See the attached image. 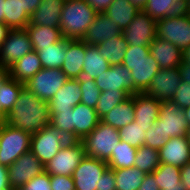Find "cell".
Segmentation results:
<instances>
[{
  "instance_id": "obj_1",
  "label": "cell",
  "mask_w": 190,
  "mask_h": 190,
  "mask_svg": "<svg viewBox=\"0 0 190 190\" xmlns=\"http://www.w3.org/2000/svg\"><path fill=\"white\" fill-rule=\"evenodd\" d=\"M50 119L48 102L40 99L24 86L14 107L2 121L13 129L26 131L32 135L50 125Z\"/></svg>"
},
{
  "instance_id": "obj_2",
  "label": "cell",
  "mask_w": 190,
  "mask_h": 190,
  "mask_svg": "<svg viewBox=\"0 0 190 190\" xmlns=\"http://www.w3.org/2000/svg\"><path fill=\"white\" fill-rule=\"evenodd\" d=\"M97 12L86 0H65L59 29L66 39L83 40Z\"/></svg>"
},
{
  "instance_id": "obj_3",
  "label": "cell",
  "mask_w": 190,
  "mask_h": 190,
  "mask_svg": "<svg viewBox=\"0 0 190 190\" xmlns=\"http://www.w3.org/2000/svg\"><path fill=\"white\" fill-rule=\"evenodd\" d=\"M122 65L131 71L133 89L137 93H143L160 70L159 64L150 54V47L147 46L128 45Z\"/></svg>"
},
{
  "instance_id": "obj_4",
  "label": "cell",
  "mask_w": 190,
  "mask_h": 190,
  "mask_svg": "<svg viewBox=\"0 0 190 190\" xmlns=\"http://www.w3.org/2000/svg\"><path fill=\"white\" fill-rule=\"evenodd\" d=\"M118 142H120L118 129L101 120L95 129L82 140L86 156L106 162L118 146Z\"/></svg>"
},
{
  "instance_id": "obj_5",
  "label": "cell",
  "mask_w": 190,
  "mask_h": 190,
  "mask_svg": "<svg viewBox=\"0 0 190 190\" xmlns=\"http://www.w3.org/2000/svg\"><path fill=\"white\" fill-rule=\"evenodd\" d=\"M31 134L13 129L0 120V164L9 167L30 151Z\"/></svg>"
},
{
  "instance_id": "obj_6",
  "label": "cell",
  "mask_w": 190,
  "mask_h": 190,
  "mask_svg": "<svg viewBox=\"0 0 190 190\" xmlns=\"http://www.w3.org/2000/svg\"><path fill=\"white\" fill-rule=\"evenodd\" d=\"M70 141L59 129L47 125L42 131L31 135L30 151L46 165Z\"/></svg>"
},
{
  "instance_id": "obj_7",
  "label": "cell",
  "mask_w": 190,
  "mask_h": 190,
  "mask_svg": "<svg viewBox=\"0 0 190 190\" xmlns=\"http://www.w3.org/2000/svg\"><path fill=\"white\" fill-rule=\"evenodd\" d=\"M85 148L82 141L71 140L44 165L45 172L50 176H72L81 160L85 157Z\"/></svg>"
},
{
  "instance_id": "obj_8",
  "label": "cell",
  "mask_w": 190,
  "mask_h": 190,
  "mask_svg": "<svg viewBox=\"0 0 190 190\" xmlns=\"http://www.w3.org/2000/svg\"><path fill=\"white\" fill-rule=\"evenodd\" d=\"M67 80L68 77L61 68H42L27 81L25 87L34 95L49 103Z\"/></svg>"
},
{
  "instance_id": "obj_9",
  "label": "cell",
  "mask_w": 190,
  "mask_h": 190,
  "mask_svg": "<svg viewBox=\"0 0 190 190\" xmlns=\"http://www.w3.org/2000/svg\"><path fill=\"white\" fill-rule=\"evenodd\" d=\"M156 36L185 50L190 46V15L157 20Z\"/></svg>"
},
{
  "instance_id": "obj_10",
  "label": "cell",
  "mask_w": 190,
  "mask_h": 190,
  "mask_svg": "<svg viewBox=\"0 0 190 190\" xmlns=\"http://www.w3.org/2000/svg\"><path fill=\"white\" fill-rule=\"evenodd\" d=\"M184 116V109L172 101L160 104L156 125L160 127V132L166 140L171 137L185 136L188 125Z\"/></svg>"
},
{
  "instance_id": "obj_11",
  "label": "cell",
  "mask_w": 190,
  "mask_h": 190,
  "mask_svg": "<svg viewBox=\"0 0 190 190\" xmlns=\"http://www.w3.org/2000/svg\"><path fill=\"white\" fill-rule=\"evenodd\" d=\"M107 168L106 161L85 155L72 175L75 190H99L100 178Z\"/></svg>"
},
{
  "instance_id": "obj_12",
  "label": "cell",
  "mask_w": 190,
  "mask_h": 190,
  "mask_svg": "<svg viewBox=\"0 0 190 190\" xmlns=\"http://www.w3.org/2000/svg\"><path fill=\"white\" fill-rule=\"evenodd\" d=\"M181 76L178 67L160 69L143 92L161 103L170 102L180 86Z\"/></svg>"
},
{
  "instance_id": "obj_13",
  "label": "cell",
  "mask_w": 190,
  "mask_h": 190,
  "mask_svg": "<svg viewBox=\"0 0 190 190\" xmlns=\"http://www.w3.org/2000/svg\"><path fill=\"white\" fill-rule=\"evenodd\" d=\"M128 45L150 47L156 36V21L145 11H138L133 21L122 31Z\"/></svg>"
},
{
  "instance_id": "obj_14",
  "label": "cell",
  "mask_w": 190,
  "mask_h": 190,
  "mask_svg": "<svg viewBox=\"0 0 190 190\" xmlns=\"http://www.w3.org/2000/svg\"><path fill=\"white\" fill-rule=\"evenodd\" d=\"M32 50L26 29H10L0 48V66L10 68L12 64Z\"/></svg>"
},
{
  "instance_id": "obj_15",
  "label": "cell",
  "mask_w": 190,
  "mask_h": 190,
  "mask_svg": "<svg viewBox=\"0 0 190 190\" xmlns=\"http://www.w3.org/2000/svg\"><path fill=\"white\" fill-rule=\"evenodd\" d=\"M43 172H45L44 165L29 151L8 167L9 185L13 190H19L29 180Z\"/></svg>"
},
{
  "instance_id": "obj_16",
  "label": "cell",
  "mask_w": 190,
  "mask_h": 190,
  "mask_svg": "<svg viewBox=\"0 0 190 190\" xmlns=\"http://www.w3.org/2000/svg\"><path fill=\"white\" fill-rule=\"evenodd\" d=\"M97 87L102 91L125 90L130 95L137 92L133 89L131 71L124 65H113L95 79Z\"/></svg>"
},
{
  "instance_id": "obj_17",
  "label": "cell",
  "mask_w": 190,
  "mask_h": 190,
  "mask_svg": "<svg viewBox=\"0 0 190 190\" xmlns=\"http://www.w3.org/2000/svg\"><path fill=\"white\" fill-rule=\"evenodd\" d=\"M155 21L190 15V0H147L143 8Z\"/></svg>"
},
{
  "instance_id": "obj_18",
  "label": "cell",
  "mask_w": 190,
  "mask_h": 190,
  "mask_svg": "<svg viewBox=\"0 0 190 190\" xmlns=\"http://www.w3.org/2000/svg\"><path fill=\"white\" fill-rule=\"evenodd\" d=\"M86 42L84 40L66 39V57L61 70L68 79H80L85 59Z\"/></svg>"
},
{
  "instance_id": "obj_19",
  "label": "cell",
  "mask_w": 190,
  "mask_h": 190,
  "mask_svg": "<svg viewBox=\"0 0 190 190\" xmlns=\"http://www.w3.org/2000/svg\"><path fill=\"white\" fill-rule=\"evenodd\" d=\"M160 163L181 168L190 161V144L185 136L171 137L159 150Z\"/></svg>"
},
{
  "instance_id": "obj_20",
  "label": "cell",
  "mask_w": 190,
  "mask_h": 190,
  "mask_svg": "<svg viewBox=\"0 0 190 190\" xmlns=\"http://www.w3.org/2000/svg\"><path fill=\"white\" fill-rule=\"evenodd\" d=\"M150 54L160 69L178 67L183 62V51L168 40L156 37L150 45Z\"/></svg>"
},
{
  "instance_id": "obj_21",
  "label": "cell",
  "mask_w": 190,
  "mask_h": 190,
  "mask_svg": "<svg viewBox=\"0 0 190 190\" xmlns=\"http://www.w3.org/2000/svg\"><path fill=\"white\" fill-rule=\"evenodd\" d=\"M100 120L94 108L82 103L73 107L72 125L74 126V140L82 141L95 129Z\"/></svg>"
},
{
  "instance_id": "obj_22",
  "label": "cell",
  "mask_w": 190,
  "mask_h": 190,
  "mask_svg": "<svg viewBox=\"0 0 190 190\" xmlns=\"http://www.w3.org/2000/svg\"><path fill=\"white\" fill-rule=\"evenodd\" d=\"M122 34L118 25H115L104 13H98L84 35L83 40L91 45H99L105 40L119 37Z\"/></svg>"
},
{
  "instance_id": "obj_23",
  "label": "cell",
  "mask_w": 190,
  "mask_h": 190,
  "mask_svg": "<svg viewBox=\"0 0 190 190\" xmlns=\"http://www.w3.org/2000/svg\"><path fill=\"white\" fill-rule=\"evenodd\" d=\"M81 96L79 79H68L48 103L50 112L72 110L81 103Z\"/></svg>"
},
{
  "instance_id": "obj_24",
  "label": "cell",
  "mask_w": 190,
  "mask_h": 190,
  "mask_svg": "<svg viewBox=\"0 0 190 190\" xmlns=\"http://www.w3.org/2000/svg\"><path fill=\"white\" fill-rule=\"evenodd\" d=\"M65 0H41L30 16V24L59 28Z\"/></svg>"
},
{
  "instance_id": "obj_25",
  "label": "cell",
  "mask_w": 190,
  "mask_h": 190,
  "mask_svg": "<svg viewBox=\"0 0 190 190\" xmlns=\"http://www.w3.org/2000/svg\"><path fill=\"white\" fill-rule=\"evenodd\" d=\"M161 102L145 95L136 93L134 95L135 122L142 125H153L158 119Z\"/></svg>"
},
{
  "instance_id": "obj_26",
  "label": "cell",
  "mask_w": 190,
  "mask_h": 190,
  "mask_svg": "<svg viewBox=\"0 0 190 190\" xmlns=\"http://www.w3.org/2000/svg\"><path fill=\"white\" fill-rule=\"evenodd\" d=\"M42 68L37 52L32 50L11 65L9 76L20 83L26 84Z\"/></svg>"
},
{
  "instance_id": "obj_27",
  "label": "cell",
  "mask_w": 190,
  "mask_h": 190,
  "mask_svg": "<svg viewBox=\"0 0 190 190\" xmlns=\"http://www.w3.org/2000/svg\"><path fill=\"white\" fill-rule=\"evenodd\" d=\"M135 120L134 95L129 96L121 104L111 109L101 121L120 129L127 126Z\"/></svg>"
},
{
  "instance_id": "obj_28",
  "label": "cell",
  "mask_w": 190,
  "mask_h": 190,
  "mask_svg": "<svg viewBox=\"0 0 190 190\" xmlns=\"http://www.w3.org/2000/svg\"><path fill=\"white\" fill-rule=\"evenodd\" d=\"M25 29L28 32L32 49L36 52L63 38L60 29L51 26H38L29 23Z\"/></svg>"
},
{
  "instance_id": "obj_29",
  "label": "cell",
  "mask_w": 190,
  "mask_h": 190,
  "mask_svg": "<svg viewBox=\"0 0 190 190\" xmlns=\"http://www.w3.org/2000/svg\"><path fill=\"white\" fill-rule=\"evenodd\" d=\"M138 11L140 9L129 0H113L109 8L103 13L123 31L133 21Z\"/></svg>"
},
{
  "instance_id": "obj_30",
  "label": "cell",
  "mask_w": 190,
  "mask_h": 190,
  "mask_svg": "<svg viewBox=\"0 0 190 190\" xmlns=\"http://www.w3.org/2000/svg\"><path fill=\"white\" fill-rule=\"evenodd\" d=\"M98 51L96 45L86 43L85 59L82 69V77L96 79L99 75L106 72L111 65L105 60Z\"/></svg>"
},
{
  "instance_id": "obj_31",
  "label": "cell",
  "mask_w": 190,
  "mask_h": 190,
  "mask_svg": "<svg viewBox=\"0 0 190 190\" xmlns=\"http://www.w3.org/2000/svg\"><path fill=\"white\" fill-rule=\"evenodd\" d=\"M96 46L102 54L101 56L113 66L122 64L126 55V49L128 48V42L121 34L119 37L109 38Z\"/></svg>"
},
{
  "instance_id": "obj_32",
  "label": "cell",
  "mask_w": 190,
  "mask_h": 190,
  "mask_svg": "<svg viewBox=\"0 0 190 190\" xmlns=\"http://www.w3.org/2000/svg\"><path fill=\"white\" fill-rule=\"evenodd\" d=\"M24 86L25 84L16 81L10 76L0 84V120H3L14 107Z\"/></svg>"
},
{
  "instance_id": "obj_33",
  "label": "cell",
  "mask_w": 190,
  "mask_h": 190,
  "mask_svg": "<svg viewBox=\"0 0 190 190\" xmlns=\"http://www.w3.org/2000/svg\"><path fill=\"white\" fill-rule=\"evenodd\" d=\"M43 68H61L66 57V38L37 51Z\"/></svg>"
},
{
  "instance_id": "obj_34",
  "label": "cell",
  "mask_w": 190,
  "mask_h": 190,
  "mask_svg": "<svg viewBox=\"0 0 190 190\" xmlns=\"http://www.w3.org/2000/svg\"><path fill=\"white\" fill-rule=\"evenodd\" d=\"M30 16L23 10L20 0H4V23L10 29H25Z\"/></svg>"
},
{
  "instance_id": "obj_35",
  "label": "cell",
  "mask_w": 190,
  "mask_h": 190,
  "mask_svg": "<svg viewBox=\"0 0 190 190\" xmlns=\"http://www.w3.org/2000/svg\"><path fill=\"white\" fill-rule=\"evenodd\" d=\"M153 174L155 182L158 184L160 190L166 188H185L181 182L179 167L160 163Z\"/></svg>"
},
{
  "instance_id": "obj_36",
  "label": "cell",
  "mask_w": 190,
  "mask_h": 190,
  "mask_svg": "<svg viewBox=\"0 0 190 190\" xmlns=\"http://www.w3.org/2000/svg\"><path fill=\"white\" fill-rule=\"evenodd\" d=\"M137 148H134L125 141L118 142L115 150L112 151V155L107 161V165L111 169H122L134 167L135 154Z\"/></svg>"
},
{
  "instance_id": "obj_37",
  "label": "cell",
  "mask_w": 190,
  "mask_h": 190,
  "mask_svg": "<svg viewBox=\"0 0 190 190\" xmlns=\"http://www.w3.org/2000/svg\"><path fill=\"white\" fill-rule=\"evenodd\" d=\"M116 179V190H138L145 174L136 167L112 169Z\"/></svg>"
},
{
  "instance_id": "obj_38",
  "label": "cell",
  "mask_w": 190,
  "mask_h": 190,
  "mask_svg": "<svg viewBox=\"0 0 190 190\" xmlns=\"http://www.w3.org/2000/svg\"><path fill=\"white\" fill-rule=\"evenodd\" d=\"M135 157L134 167L144 174L153 173L160 164L159 151L146 145L137 149Z\"/></svg>"
},
{
  "instance_id": "obj_39",
  "label": "cell",
  "mask_w": 190,
  "mask_h": 190,
  "mask_svg": "<svg viewBox=\"0 0 190 190\" xmlns=\"http://www.w3.org/2000/svg\"><path fill=\"white\" fill-rule=\"evenodd\" d=\"M151 127L152 125L137 124L134 120L127 126L118 129L120 140L138 149L145 145V132Z\"/></svg>"
},
{
  "instance_id": "obj_40",
  "label": "cell",
  "mask_w": 190,
  "mask_h": 190,
  "mask_svg": "<svg viewBox=\"0 0 190 190\" xmlns=\"http://www.w3.org/2000/svg\"><path fill=\"white\" fill-rule=\"evenodd\" d=\"M131 96L125 90L104 91L101 92L100 98L96 104L98 117L101 119L116 105L121 104L125 99Z\"/></svg>"
},
{
  "instance_id": "obj_41",
  "label": "cell",
  "mask_w": 190,
  "mask_h": 190,
  "mask_svg": "<svg viewBox=\"0 0 190 190\" xmlns=\"http://www.w3.org/2000/svg\"><path fill=\"white\" fill-rule=\"evenodd\" d=\"M79 87L82 91L81 103L95 109L102 92L97 87L95 80L81 77L79 79Z\"/></svg>"
},
{
  "instance_id": "obj_42",
  "label": "cell",
  "mask_w": 190,
  "mask_h": 190,
  "mask_svg": "<svg viewBox=\"0 0 190 190\" xmlns=\"http://www.w3.org/2000/svg\"><path fill=\"white\" fill-rule=\"evenodd\" d=\"M50 125L59 129L70 140H74V126L72 125V110L51 112Z\"/></svg>"
},
{
  "instance_id": "obj_43",
  "label": "cell",
  "mask_w": 190,
  "mask_h": 190,
  "mask_svg": "<svg viewBox=\"0 0 190 190\" xmlns=\"http://www.w3.org/2000/svg\"><path fill=\"white\" fill-rule=\"evenodd\" d=\"M167 140L160 132V127H157L156 122L152 127L145 132V145L156 150H160L166 144Z\"/></svg>"
},
{
  "instance_id": "obj_44",
  "label": "cell",
  "mask_w": 190,
  "mask_h": 190,
  "mask_svg": "<svg viewBox=\"0 0 190 190\" xmlns=\"http://www.w3.org/2000/svg\"><path fill=\"white\" fill-rule=\"evenodd\" d=\"M19 190H52L50 175L47 172H43L41 175L35 176L29 180Z\"/></svg>"
},
{
  "instance_id": "obj_45",
  "label": "cell",
  "mask_w": 190,
  "mask_h": 190,
  "mask_svg": "<svg viewBox=\"0 0 190 190\" xmlns=\"http://www.w3.org/2000/svg\"><path fill=\"white\" fill-rule=\"evenodd\" d=\"M173 103L177 104L181 108L190 106V84L181 81L180 86L176 90V93L172 100Z\"/></svg>"
},
{
  "instance_id": "obj_46",
  "label": "cell",
  "mask_w": 190,
  "mask_h": 190,
  "mask_svg": "<svg viewBox=\"0 0 190 190\" xmlns=\"http://www.w3.org/2000/svg\"><path fill=\"white\" fill-rule=\"evenodd\" d=\"M50 185L52 190H75L72 176H50Z\"/></svg>"
},
{
  "instance_id": "obj_47",
  "label": "cell",
  "mask_w": 190,
  "mask_h": 190,
  "mask_svg": "<svg viewBox=\"0 0 190 190\" xmlns=\"http://www.w3.org/2000/svg\"><path fill=\"white\" fill-rule=\"evenodd\" d=\"M101 183L99 190H116V179L114 171L107 168L101 176Z\"/></svg>"
},
{
  "instance_id": "obj_48",
  "label": "cell",
  "mask_w": 190,
  "mask_h": 190,
  "mask_svg": "<svg viewBox=\"0 0 190 190\" xmlns=\"http://www.w3.org/2000/svg\"><path fill=\"white\" fill-rule=\"evenodd\" d=\"M138 190H160L158 184L155 182L153 173L145 174Z\"/></svg>"
},
{
  "instance_id": "obj_49",
  "label": "cell",
  "mask_w": 190,
  "mask_h": 190,
  "mask_svg": "<svg viewBox=\"0 0 190 190\" xmlns=\"http://www.w3.org/2000/svg\"><path fill=\"white\" fill-rule=\"evenodd\" d=\"M86 1L97 13H103L109 8L113 0H86Z\"/></svg>"
},
{
  "instance_id": "obj_50",
  "label": "cell",
  "mask_w": 190,
  "mask_h": 190,
  "mask_svg": "<svg viewBox=\"0 0 190 190\" xmlns=\"http://www.w3.org/2000/svg\"><path fill=\"white\" fill-rule=\"evenodd\" d=\"M181 182L186 190H190V161L180 168Z\"/></svg>"
},
{
  "instance_id": "obj_51",
  "label": "cell",
  "mask_w": 190,
  "mask_h": 190,
  "mask_svg": "<svg viewBox=\"0 0 190 190\" xmlns=\"http://www.w3.org/2000/svg\"><path fill=\"white\" fill-rule=\"evenodd\" d=\"M20 2L22 3L23 10L31 16L40 5L41 0H20Z\"/></svg>"
},
{
  "instance_id": "obj_52",
  "label": "cell",
  "mask_w": 190,
  "mask_h": 190,
  "mask_svg": "<svg viewBox=\"0 0 190 190\" xmlns=\"http://www.w3.org/2000/svg\"><path fill=\"white\" fill-rule=\"evenodd\" d=\"M0 189H12L9 185L8 167L0 164Z\"/></svg>"
},
{
  "instance_id": "obj_53",
  "label": "cell",
  "mask_w": 190,
  "mask_h": 190,
  "mask_svg": "<svg viewBox=\"0 0 190 190\" xmlns=\"http://www.w3.org/2000/svg\"><path fill=\"white\" fill-rule=\"evenodd\" d=\"M178 69L180 71L181 81L187 82L190 84V64H187L186 62H182Z\"/></svg>"
},
{
  "instance_id": "obj_54",
  "label": "cell",
  "mask_w": 190,
  "mask_h": 190,
  "mask_svg": "<svg viewBox=\"0 0 190 190\" xmlns=\"http://www.w3.org/2000/svg\"><path fill=\"white\" fill-rule=\"evenodd\" d=\"M9 30L10 28L4 22L0 21V48L4 43Z\"/></svg>"
},
{
  "instance_id": "obj_55",
  "label": "cell",
  "mask_w": 190,
  "mask_h": 190,
  "mask_svg": "<svg viewBox=\"0 0 190 190\" xmlns=\"http://www.w3.org/2000/svg\"><path fill=\"white\" fill-rule=\"evenodd\" d=\"M9 76V68L0 66V84Z\"/></svg>"
},
{
  "instance_id": "obj_56",
  "label": "cell",
  "mask_w": 190,
  "mask_h": 190,
  "mask_svg": "<svg viewBox=\"0 0 190 190\" xmlns=\"http://www.w3.org/2000/svg\"><path fill=\"white\" fill-rule=\"evenodd\" d=\"M129 1L132 4H134L138 9L143 10L147 0H129Z\"/></svg>"
},
{
  "instance_id": "obj_57",
  "label": "cell",
  "mask_w": 190,
  "mask_h": 190,
  "mask_svg": "<svg viewBox=\"0 0 190 190\" xmlns=\"http://www.w3.org/2000/svg\"><path fill=\"white\" fill-rule=\"evenodd\" d=\"M183 62L190 64V46L183 50Z\"/></svg>"
},
{
  "instance_id": "obj_58",
  "label": "cell",
  "mask_w": 190,
  "mask_h": 190,
  "mask_svg": "<svg viewBox=\"0 0 190 190\" xmlns=\"http://www.w3.org/2000/svg\"><path fill=\"white\" fill-rule=\"evenodd\" d=\"M184 114H185V119H186V123L188 126H190V106L184 108Z\"/></svg>"
},
{
  "instance_id": "obj_59",
  "label": "cell",
  "mask_w": 190,
  "mask_h": 190,
  "mask_svg": "<svg viewBox=\"0 0 190 190\" xmlns=\"http://www.w3.org/2000/svg\"><path fill=\"white\" fill-rule=\"evenodd\" d=\"M0 21L4 22V0H0Z\"/></svg>"
},
{
  "instance_id": "obj_60",
  "label": "cell",
  "mask_w": 190,
  "mask_h": 190,
  "mask_svg": "<svg viewBox=\"0 0 190 190\" xmlns=\"http://www.w3.org/2000/svg\"><path fill=\"white\" fill-rule=\"evenodd\" d=\"M185 137H186V139L188 140V142L190 144V126H188V130L186 131Z\"/></svg>"
},
{
  "instance_id": "obj_61",
  "label": "cell",
  "mask_w": 190,
  "mask_h": 190,
  "mask_svg": "<svg viewBox=\"0 0 190 190\" xmlns=\"http://www.w3.org/2000/svg\"><path fill=\"white\" fill-rule=\"evenodd\" d=\"M164 190H186L185 188H166Z\"/></svg>"
}]
</instances>
